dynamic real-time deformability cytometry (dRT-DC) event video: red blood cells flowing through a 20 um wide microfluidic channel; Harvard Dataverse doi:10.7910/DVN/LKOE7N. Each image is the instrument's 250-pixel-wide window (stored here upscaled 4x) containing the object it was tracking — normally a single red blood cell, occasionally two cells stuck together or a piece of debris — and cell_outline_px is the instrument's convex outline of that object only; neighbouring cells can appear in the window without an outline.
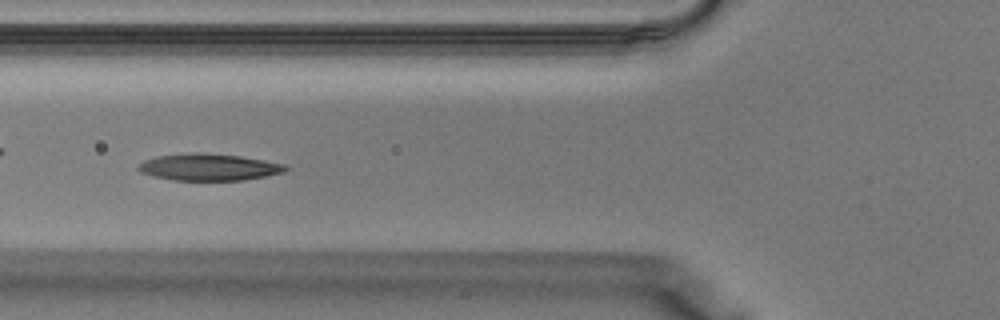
{"species": "Egyptian fruit bat (a non-hibernating species)", "species_latin": "Rousettus aegyptiacus", "temperature_condition": "warm", "stored_images_in_passage": 35, "camera_frame_rate_fps": 3000, "um_per_image_px": 0.085, "animal": {"sex": "male"}, "frame": {"image": 1, "passage_image": 11, "time_ms": 3.333, "image_size_px": [1000, 320], "cell_outline_px": [[288, 168], [284, 172], [244, 180], [172, 180], [140, 172], [136, 168], [144, 160], [156, 156], [196, 152], [240, 156], [264, 160], [284, 164]], "centroid_in_image_um": [17.74, 14.2], "position_along_channel_um": 108.1, "area_um2": 22.77}}
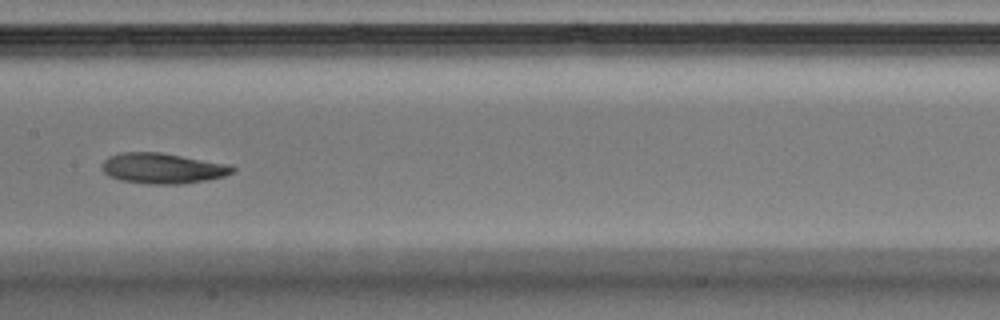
{"frame": {"image": 2, "passage_image": 16, "time_ms": 5.0, "image_size_px": [1000, 320], "cell_outline_px": [[236, 168], [232, 172], [224, 176], [208, 180], [180, 184], [148, 184], [120, 180], [108, 176], [100, 168], [104, 160], [108, 156], [120, 152], [160, 152], [232, 164]], "centroid_in_image_um": [13.82, 14.3], "position_along_channel_um": 193.6, "area_um2": 23.52}}
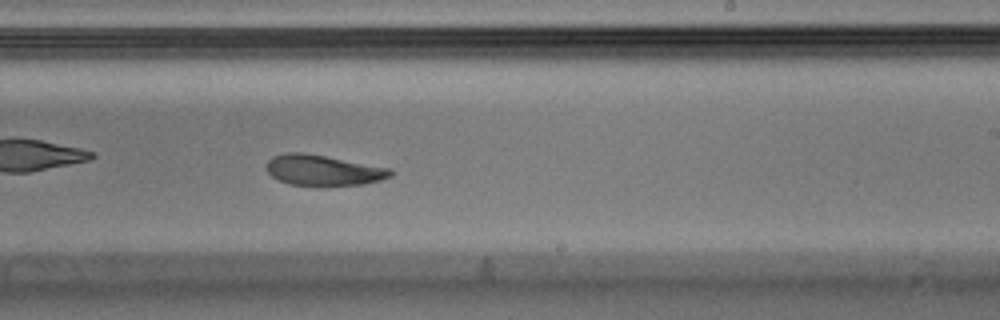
{"frame": {"image": 3, "passage_image": 20, "time_ms": 6.333, "image_size_px": [1000, 320], "cell_outline_px": [[392, 176], [380, 180], [360, 184], [320, 188], [316, 188], [288, 184], [272, 176], [268, 172], [268, 160], [272, 156], [288, 152], [304, 152], [392, 168]], "centroid_in_image_um": [27.48, 14.5], "position_along_channel_um": 261.5, "area_um2": 22.72}}